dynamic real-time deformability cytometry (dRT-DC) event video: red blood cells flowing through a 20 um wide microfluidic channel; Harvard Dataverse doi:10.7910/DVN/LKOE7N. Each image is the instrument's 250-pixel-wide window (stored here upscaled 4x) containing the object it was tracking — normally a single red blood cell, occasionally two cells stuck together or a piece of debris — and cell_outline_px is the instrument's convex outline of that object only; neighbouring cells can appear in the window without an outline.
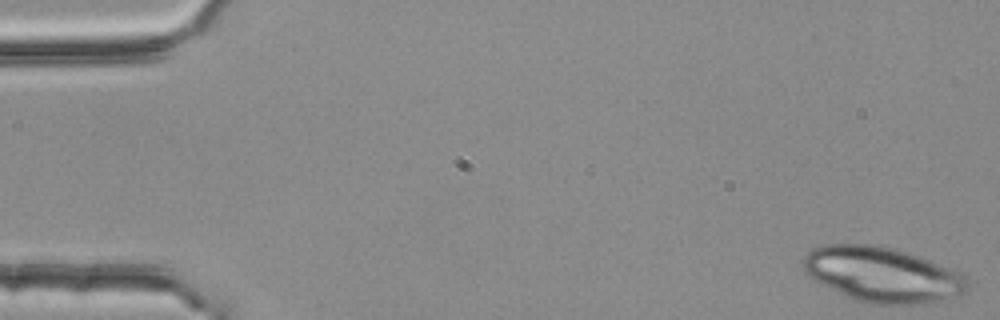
{"species": "common noctule bat (a hibernating species)", "species_latin": "Nyctalus noctula", "temperature_condition": "room temperature", "stored_images_in_passage": 49, "camera_frame_rate_fps": 3000, "um_per_image_px": 0.085, "animal": {"sex": "female", "body_mass_g": 25.1}, "frame": {"image": 1, "passage_image": 1, "time_ms": 0.0, "image_size_px": [1000, 320], "cell_outline_px": [[968, 288], [964, 292], [936, 304], [868, 304], [856, 300], [816, 280], [804, 272], [804, 256], [812, 248], [824, 244], [872, 244], [920, 256], [960, 272], [968, 280]], "centroid_in_image_um": [75.04, 23.35], "position_along_channel_um": 10.0, "area_um2": 52.48}}
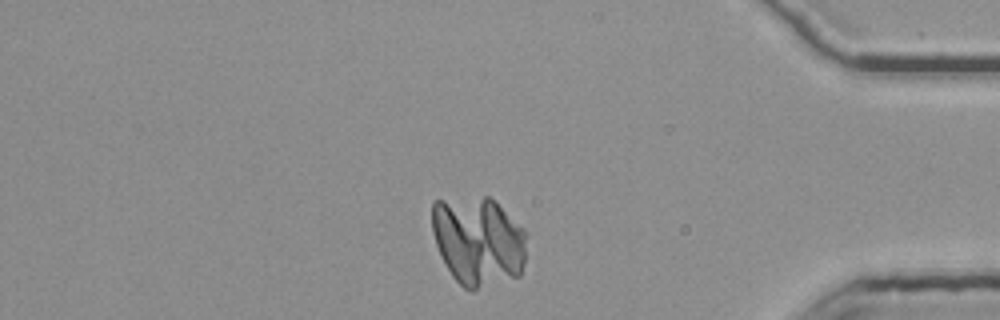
{"frame": {"image": 2, "passage_image": 46, "time_ms": 15.0, "image_size_px": [1000, 320], "cell_outline_px": [[524, 260], [520, 276], [472, 292], [464, 288], [452, 276], [436, 244], [432, 232], [432, 204], [436, 200], [484, 196], [488, 196], [524, 228]], "centroid_in_image_um": [40.63, 20.5], "position_along_channel_um": 394.6, "area_um2": 49.07}}